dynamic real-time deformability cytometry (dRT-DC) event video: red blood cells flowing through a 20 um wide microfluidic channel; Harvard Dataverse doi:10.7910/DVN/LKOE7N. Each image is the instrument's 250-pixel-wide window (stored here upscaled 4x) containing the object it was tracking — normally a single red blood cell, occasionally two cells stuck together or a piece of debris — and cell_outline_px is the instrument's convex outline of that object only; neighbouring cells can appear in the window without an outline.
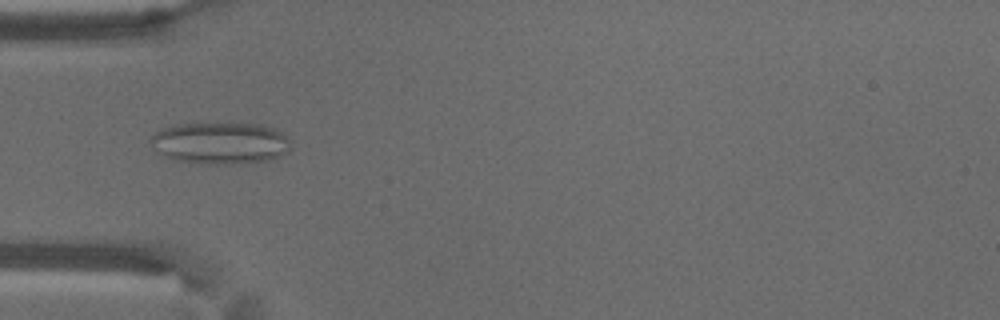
{"species": "common noctule bat (a hibernating species)", "species_latin": "Nyctalus noctula", "temperature_condition": "warm", "stored_images_in_passage": 57, "segment_of_instrument_passage": [1, 2], "camera_frame_rate_fps": 3000, "um_per_image_px": 0.085, "animal": {"sex": "male", "body_mass_g": 18.8}, "frame": {"image": 1, "passage_image": 18, "time_ms": 5.667, "image_size_px": [1000, 320], "cell_outline_px": [[292, 148], [288, 152], [280, 156], [268, 160], [228, 164], [188, 164], [172, 160], [156, 152], [148, 140], [156, 132], [172, 124], [232, 120], [264, 124], [276, 128], [288, 136], [292, 140]], "centroid_in_image_um": [18.74, 12.11], "position_along_channel_um": 66.3, "area_um2": 36.24}}